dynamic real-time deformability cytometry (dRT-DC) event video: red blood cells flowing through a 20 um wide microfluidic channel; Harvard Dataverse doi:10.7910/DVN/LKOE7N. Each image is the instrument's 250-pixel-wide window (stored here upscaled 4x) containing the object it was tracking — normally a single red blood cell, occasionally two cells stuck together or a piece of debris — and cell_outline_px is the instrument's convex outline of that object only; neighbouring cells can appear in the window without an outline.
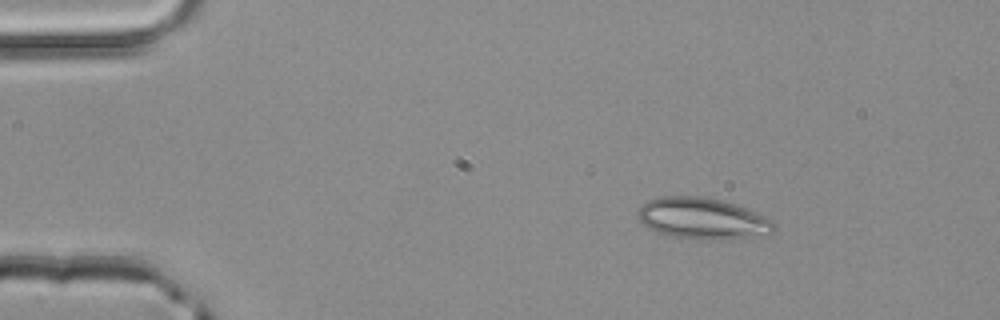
{"species": "common noctule bat (a hibernating species)", "species_latin": "Nyctalus noctula", "temperature_condition": "room temperature", "stored_images_in_passage": 2, "camera_frame_rate_fps": 3000, "um_per_image_px": 0.085, "animal": {"sex": "male", "body_mass_g": 20.4}, "frame": {"image": 1, "passage_image": 1, "time_ms": 0.0, "image_size_px": [1000, 320], "cell_outline_px": [[776, 228], [772, 232], [724, 240], [708, 240], [664, 236], [648, 228], [640, 220], [640, 208], [648, 200], [660, 196], [696, 196], [720, 200], [736, 204], [756, 212], [772, 220]], "centroid_in_image_um": [59.69, 18.58], "position_along_channel_um": 25.3, "area_um2": 32.54}}